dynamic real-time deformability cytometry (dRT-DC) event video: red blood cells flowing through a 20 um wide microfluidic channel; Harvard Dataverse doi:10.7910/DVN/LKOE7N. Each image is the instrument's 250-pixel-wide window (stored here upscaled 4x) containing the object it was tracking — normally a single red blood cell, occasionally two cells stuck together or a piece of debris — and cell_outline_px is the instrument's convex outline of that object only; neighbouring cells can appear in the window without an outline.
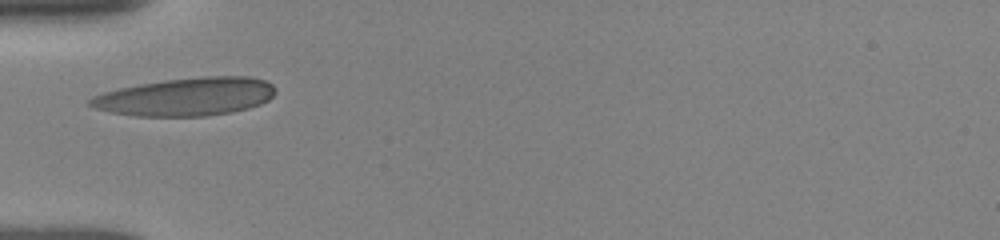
{"species": "human", "species_latin": "Homo sapiens", "temperature_condition": "room temperature", "stored_images_in_passage": 35, "camera_frame_rate_fps": 3000, "um_per_image_px": 0.085, "donor": {"sex": "female"}, "frame": {"image": 1, "passage_image": 1, "time_ms": 0.0, "image_size_px": [1000, 240], "cell_outline_px": [[276, 92], [268, 100], [260, 104], [248, 108], [232, 112], [204, 116], [136, 116], [108, 112], [92, 108], [88, 104], [88, 100], [92, 96], [104, 92], [120, 88], [140, 84], [164, 80], [204, 76], [248, 76], [264, 80], [272, 84], [276, 88]], "centroid_in_image_um": [15.8, 8.22], "position_along_channel_um": 69.2, "area_um2": 41.27}}
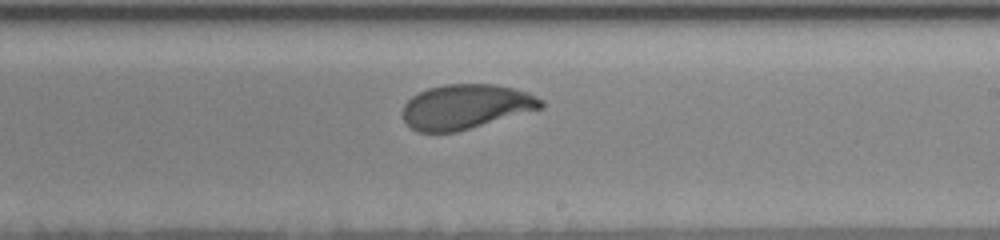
{"frame": {"image": 2, "passage_image": 18, "time_ms": 4.667, "image_size_px": [1000, 240], "cell_outline_px": [[544, 108], [456, 132], [416, 132], [404, 120], [404, 104], [412, 96], [428, 88], [444, 84], [496, 84], [528, 92], [544, 100]], "centroid_in_image_um": [39.63, 9.06], "position_along_channel_um": 249.4, "area_um2": 36.01}}
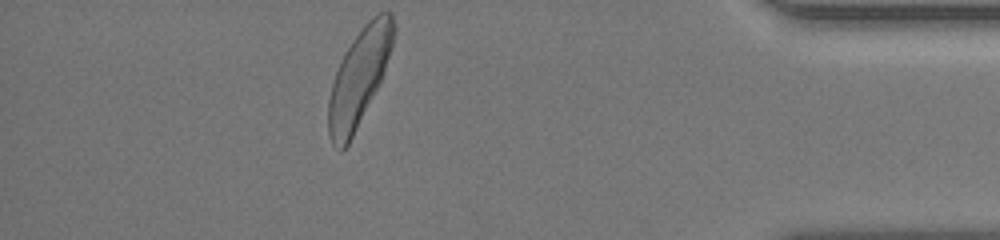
{"frame": {"image": 3, "passage_image": 34, "time_ms": 9.667, "image_size_px": [1000, 240], "cell_outline_px": [[396, 28], [392, 48], [380, 84], [348, 144], [340, 152], [332, 144], [328, 136], [328, 100], [332, 84], [336, 72], [352, 40], [364, 24], [376, 12], [392, 12], [396, 24]], "centroid_in_image_um": [30.54, 6.56], "position_along_channel_um": 404.7, "area_um2": 36.7}, "authors_computed_cell_mechanics": {"area_um2": 36.5296, "velocity_mm_per_s": 3.873, "shape_relaxation_time_tau1_ms": 2.8129, "shape_relaxation_time_tau2_ms": 1.0562, "deformation_change_tau1": 0.1492, "deformation_change_tau2": 0.0746}}